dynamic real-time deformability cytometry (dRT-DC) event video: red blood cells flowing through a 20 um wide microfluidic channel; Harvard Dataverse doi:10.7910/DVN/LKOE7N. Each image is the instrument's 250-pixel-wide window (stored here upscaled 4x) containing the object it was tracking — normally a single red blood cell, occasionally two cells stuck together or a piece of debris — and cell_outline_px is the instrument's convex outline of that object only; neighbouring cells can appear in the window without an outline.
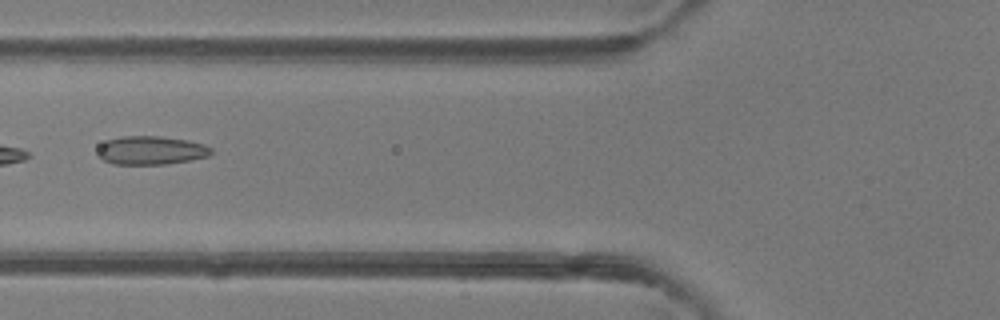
{"species": "common noctule bat (a hibernating species)", "species_latin": "Nyctalus noctula", "temperature_condition": "room temperature", "stored_images_in_passage": 4, "camera_frame_rate_fps": 3000, "um_per_image_px": 0.085, "animal": {"sex": "female"}, "frame": {"image": 1, "passage_image": 3, "time_ms": 0.667, "image_size_px": [1000, 320], "cell_outline_px": [[212, 152], [208, 156], [188, 160], [164, 164], [112, 164], [96, 156], [96, 152], [100, 144], [108, 140], [124, 136], [160, 136], [188, 140], [204, 144], [212, 148]], "centroid_in_image_um": [12.8, 12.78], "position_along_channel_um": 113.0, "area_um2": 18.9}}
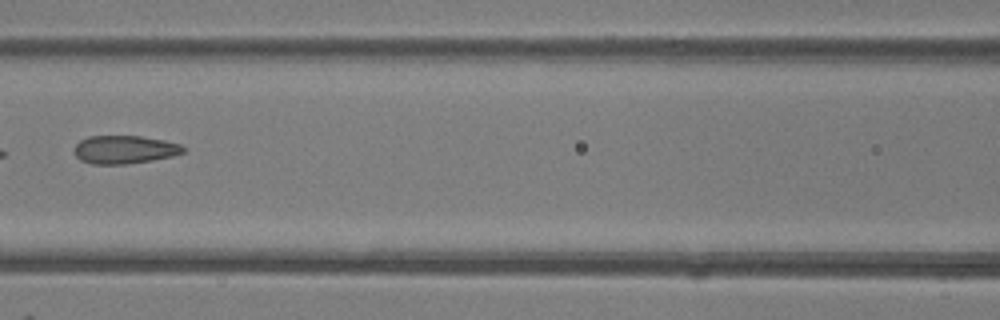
{"frame": {"image": 2, "passage_image": 4, "time_ms": 1.0, "image_size_px": [1000, 320], "cell_outline_px": [[184, 152], [172, 156], [152, 160], [124, 164], [92, 164], [80, 160], [72, 152], [76, 144], [80, 140], [88, 136], [140, 136], [164, 140], [180, 144], [184, 148]], "centroid_in_image_um": [10.54, 12.71], "position_along_channel_um": 156.1, "area_um2": 17.92}}